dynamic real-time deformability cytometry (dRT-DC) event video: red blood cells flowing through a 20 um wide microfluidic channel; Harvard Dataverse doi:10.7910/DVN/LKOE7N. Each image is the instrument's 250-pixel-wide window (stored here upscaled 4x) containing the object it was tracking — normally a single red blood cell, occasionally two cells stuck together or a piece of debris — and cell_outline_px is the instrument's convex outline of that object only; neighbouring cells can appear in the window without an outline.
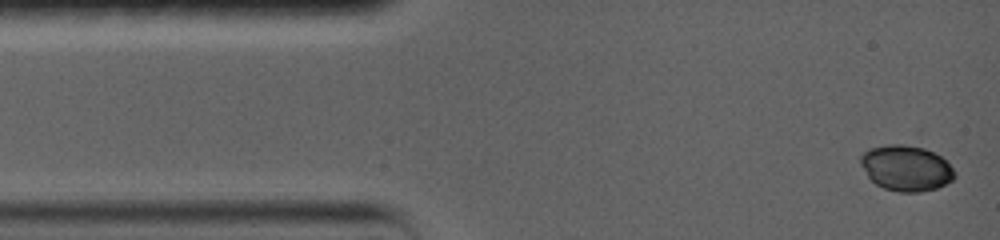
{"species": "common noctule bat (a hibernating species)", "species_latin": "Nyctalus noctula", "temperature_condition": "warm", "stored_images_in_passage": 32, "camera_frame_rate_fps": 5000, "um_per_image_px": 0.085, "animal": {"sex": "female", "body_mass_g": 19.0, "forearm_length_mm": 56.7}, "frame": {"image": 1, "passage_image": 1, "time_ms": 0.0, "image_size_px": [1000, 240], "cell_outline_px": [[956, 176], [952, 180], [936, 188], [920, 192], [900, 192], [884, 188], [876, 184], [868, 176], [860, 164], [860, 156], [868, 148], [888, 144], [904, 144], [924, 148], [940, 156], [956, 172]], "centroid_in_image_um": [77.0, 14.28], "position_along_channel_um": 8.0, "area_um2": 24.91}}
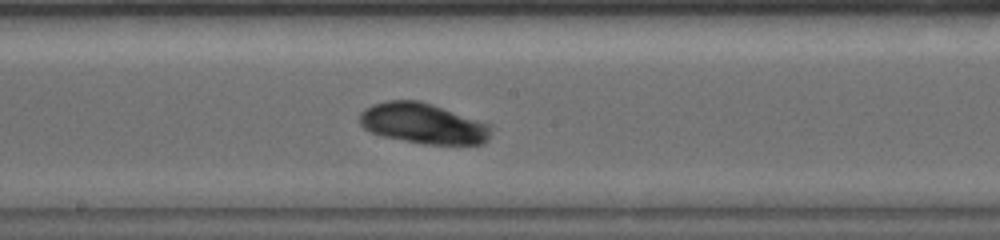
{"frame": {"image": 2, "passage_image": 19, "time_ms": 7.6, "image_size_px": [1000, 240], "cell_outline_px": [[492, 128], [488, 140], [484, 144], [424, 144], [384, 136], [372, 132], [364, 128], [360, 124], [360, 112], [364, 108], [372, 104], [388, 100], [420, 100], [492, 124]], "centroid_in_image_um": [36.0, 10.48], "position_along_channel_um": 212.2, "area_um2": 31.15}}
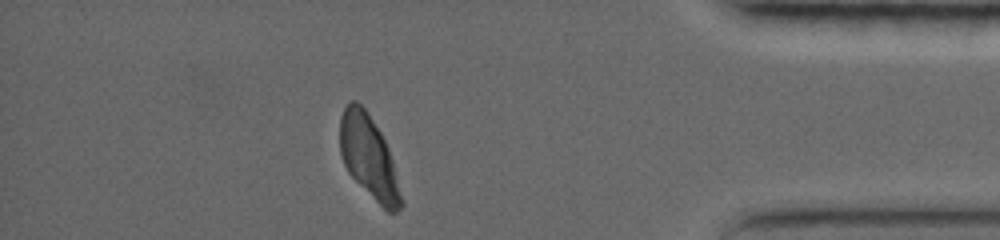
{"frame": {"image": 3, "passage_image": 32, "time_ms": 13.8, "image_size_px": [1000, 240], "cell_outline_px": [[404, 204], [396, 212], [388, 212], [348, 172], [344, 164], [340, 152], [340, 116], [344, 108], [352, 100], [356, 100], [368, 112], [380, 132], [388, 148], [392, 160], [404, 200]], "centroid_in_image_um": [31.36, 13.34], "position_along_channel_um": 403.8, "area_um2": 29.13}, "authors_computed_cell_mechanics": {"area_um2": 29.0445, "velocity_mm_per_s": 3.6619, "shape_relaxation_time_tau1_ms": null, "shape_relaxation_time_tau2_ms": 2.6961, "deformation_change_tau1": null, "deformation_change_tau2": 0.0796}}